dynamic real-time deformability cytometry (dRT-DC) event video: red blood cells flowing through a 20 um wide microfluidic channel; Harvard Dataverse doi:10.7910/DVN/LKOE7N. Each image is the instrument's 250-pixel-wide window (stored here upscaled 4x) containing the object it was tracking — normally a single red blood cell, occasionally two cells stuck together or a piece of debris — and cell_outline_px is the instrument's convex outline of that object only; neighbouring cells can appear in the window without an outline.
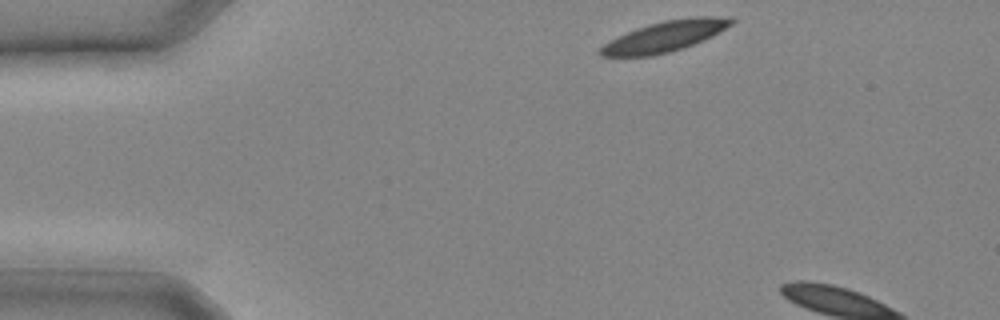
{"species": "common noctule bat (a hibernating species)", "species_latin": "Nyctalus noctula", "temperature_condition": "cold", "stored_images_in_passage": 3, "camera_frame_rate_fps": 3000, "um_per_image_px": 0.085, "animal": {"sex": "male", "body_mass_g": 20.4}, "frame": {"image": 1, "passage_image": 1, "time_ms": 0.0, "image_size_px": [1000, 320], "cell_outline_px": [[736, 20], [732, 24], [712, 36], [704, 40], [684, 48], [652, 56], [600, 56], [596, 52], [604, 44], [636, 28], [648, 24], [664, 20], [696, 16], [732, 16]], "centroid_in_image_um": [56.57, 3.08], "position_along_channel_um": 28.4, "area_um2": 23.41}}